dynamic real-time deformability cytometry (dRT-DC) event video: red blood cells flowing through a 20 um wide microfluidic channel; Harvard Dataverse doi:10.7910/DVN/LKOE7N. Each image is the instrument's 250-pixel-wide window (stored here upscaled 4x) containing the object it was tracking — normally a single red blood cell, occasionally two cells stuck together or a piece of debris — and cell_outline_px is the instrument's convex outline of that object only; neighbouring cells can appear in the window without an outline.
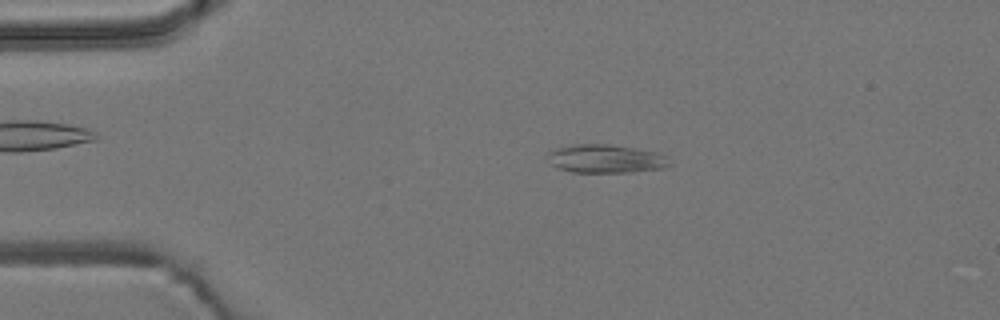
{"species": "common noctule bat (a hibernating species)", "species_latin": "Nyctalus noctula", "temperature_condition": "room temperature", "stored_images_in_passage": 53, "camera_frame_rate_fps": 3000, "um_per_image_px": 0.085, "animal": {"sex": "male", "body_mass_g": 19.2, "forearm_length_mm": 51.8}, "frame": {"image": 1, "passage_image": 10, "time_ms": 3.0, "image_size_px": [1000, 320], "cell_outline_px": [[672, 164], [664, 168], [632, 172], [572, 172], [560, 168], [552, 164], [548, 152], [556, 148], [576, 144], [608, 144], [656, 152], [664, 156]], "centroid_in_image_um": [51.51, 13.5], "position_along_channel_um": 33.5, "area_um2": 19.83}}
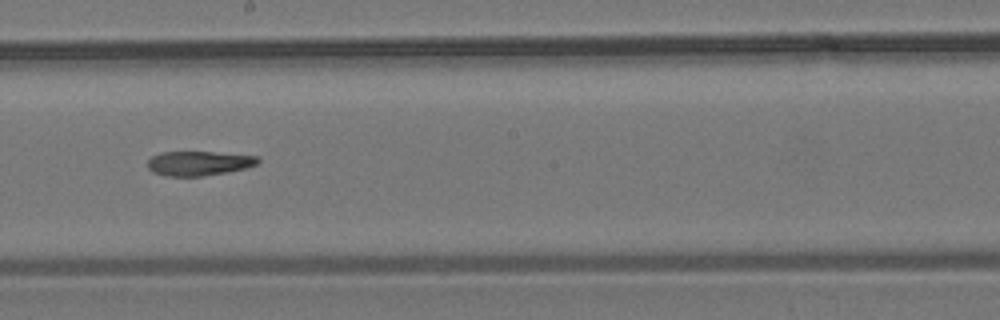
{"frame": {"image": 2, "passage_image": 29, "time_ms": 9.333, "image_size_px": [1000, 320], "cell_outline_px": [[260, 160], [256, 164], [244, 168], [224, 172], [200, 176], [168, 176], [152, 172], [148, 168], [148, 160], [152, 156], [160, 152], [212, 152], [256, 156]], "centroid_in_image_um": [16.84, 13.87], "position_along_channel_um": 231.4, "area_um2": 15.43}}
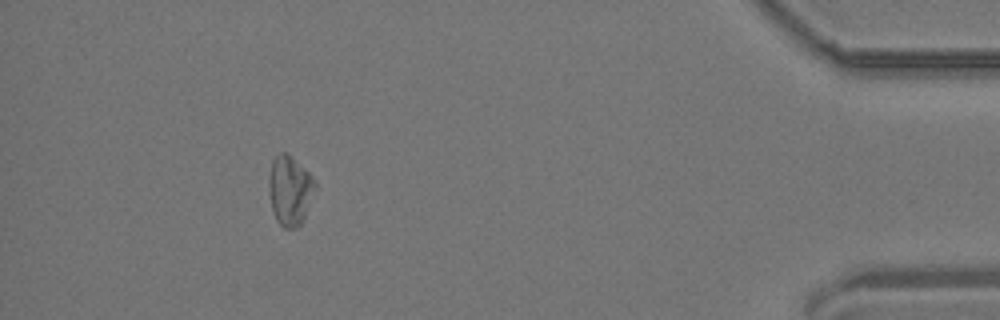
{"frame": {"image": 3, "passage_image": 48, "time_ms": 15.667, "image_size_px": [1000, 320], "cell_outline_px": [[316, 188], [304, 216], [300, 224], [296, 228], [284, 228], [276, 220], [272, 208], [268, 188], [268, 176], [272, 160], [280, 152], [288, 152], [316, 180]], "centroid_in_image_um": [24.62, 16.15], "position_along_channel_um": 410.6, "area_um2": 18.79}, "authors_computed_cell_mechanics": {"area_um2": 17.8602, "velocity_mm_per_s": 3.8013, "shape_relaxation_time_tau1_ms": null, "shape_relaxation_time_tau2_ms": 6.1534, "deformation_change_tau1": null, "deformation_change_tau2": 0.0989}}